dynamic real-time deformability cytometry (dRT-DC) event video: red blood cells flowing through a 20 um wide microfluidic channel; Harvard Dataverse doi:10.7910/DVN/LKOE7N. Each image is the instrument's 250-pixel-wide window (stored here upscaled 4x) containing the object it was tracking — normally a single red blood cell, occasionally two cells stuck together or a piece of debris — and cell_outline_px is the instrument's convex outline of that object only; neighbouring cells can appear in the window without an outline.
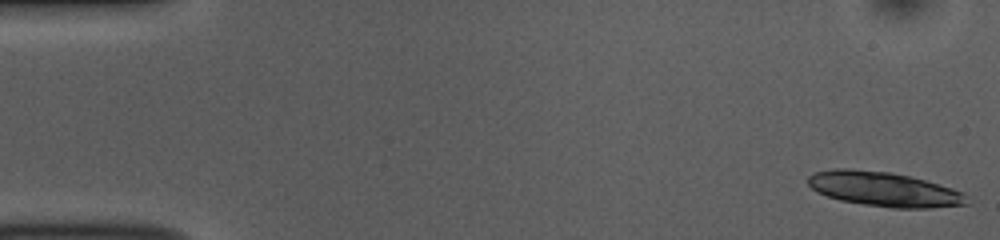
{"species": "common noctule bat (a hibernating species)", "species_latin": "Nyctalus noctula", "temperature_condition": "room temperature", "stored_images_in_passage": 23, "camera_frame_rate_fps": 3000, "um_per_image_px": 0.085, "animal": {"sex": "female", "body_mass_g": 10.0, "forearm_length_mm": 53.1}, "frame": {"image": 1, "passage_image": 1, "time_ms": 0.0, "image_size_px": [1000, 240], "cell_outline_px": [[968, 204], [932, 208], [892, 208], [864, 204], [840, 200], [828, 196], [812, 188], [808, 184], [808, 176], [816, 172], [832, 168], [848, 168], [892, 172], [924, 180], [952, 188], [964, 192]], "centroid_in_image_um": [75.14, 16.07], "position_along_channel_um": 9.9, "area_um2": 31.85}}
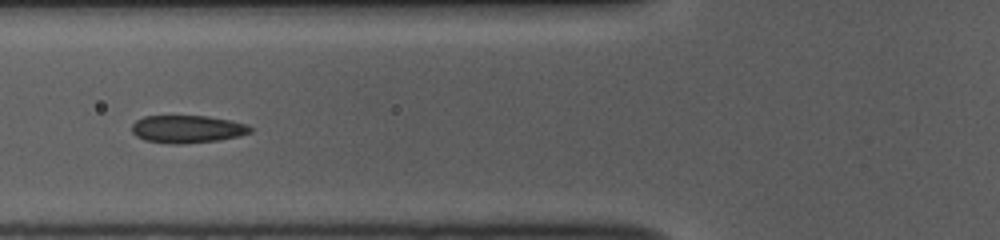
{"frame": {"image": 2, "passage_image": 20, "time_ms": 6.333, "image_size_px": [1000, 240], "cell_outline_px": [[252, 132], [240, 136], [216, 140], [180, 144], [176, 144], [144, 140], [136, 136], [132, 132], [132, 124], [136, 120], [144, 116], [208, 116], [248, 124], [252, 128]], "centroid_in_image_um": [15.92, 10.97], "position_along_channel_um": 109.9, "area_um2": 19.02}}